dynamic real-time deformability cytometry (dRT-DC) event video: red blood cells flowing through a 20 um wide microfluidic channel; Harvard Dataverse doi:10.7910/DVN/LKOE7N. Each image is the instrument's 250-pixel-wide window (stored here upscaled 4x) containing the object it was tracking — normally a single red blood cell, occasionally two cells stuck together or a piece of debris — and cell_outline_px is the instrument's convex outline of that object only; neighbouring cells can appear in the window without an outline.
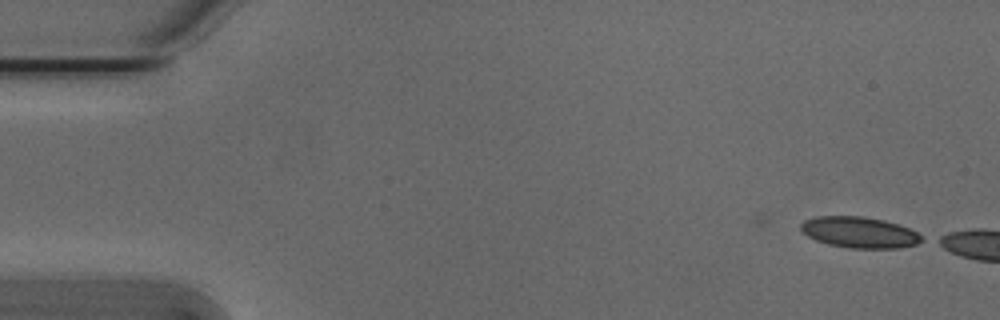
{"species": "Egyptian fruit bat (a non-hibernating species)", "species_latin": "Rousettus aegyptiacus", "temperature_condition": "cold", "stored_images_in_passage": 5, "camera_frame_rate_fps": 3000, "um_per_image_px": 0.085, "animal": {"sex": "male"}, "frame": {"image": 1, "passage_image": 1, "time_ms": 0.0, "image_size_px": [1000, 320], "cell_outline_px": [[924, 240], [916, 244], [900, 248], [852, 248], [828, 244], [816, 240], [808, 236], [800, 228], [800, 224], [804, 220], [816, 216], [864, 216], [884, 220], [900, 224], [924, 236]], "centroid_in_image_um": [73.08, 19.74], "position_along_channel_um": 11.9, "area_um2": 21.96}}